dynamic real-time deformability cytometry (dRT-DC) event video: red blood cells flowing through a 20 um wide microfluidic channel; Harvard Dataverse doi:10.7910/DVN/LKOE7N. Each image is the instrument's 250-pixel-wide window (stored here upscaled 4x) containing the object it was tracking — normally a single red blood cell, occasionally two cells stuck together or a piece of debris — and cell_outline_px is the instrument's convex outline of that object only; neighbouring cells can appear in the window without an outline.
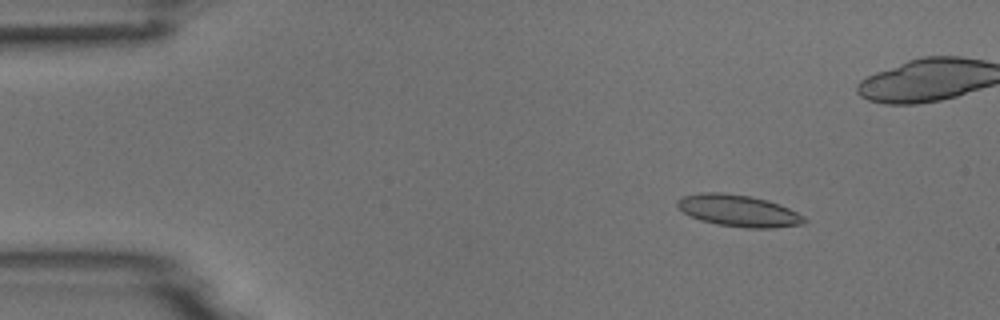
{"species": "common noctule bat (a hibernating species)", "species_latin": "Nyctalus noctula", "temperature_condition": "room temperature", "stored_images_in_passage": 5, "camera_frame_rate_fps": 3000, "um_per_image_px": 0.085, "animal": {"sex": "male", "body_mass_g": 18.8}, "frame": {"image": 1, "passage_image": 2, "time_ms": 1.0, "image_size_px": [1000, 320], "cell_outline_px": [[808, 220], [804, 224], [772, 228], [748, 228], [716, 224], [700, 220], [688, 216], [676, 204], [676, 200], [684, 196], [700, 192], [720, 192], [748, 196], [768, 200], [780, 204], [804, 216]], "centroid_in_image_um": [62.77, 17.91], "position_along_channel_um": 22.2, "area_um2": 23.52}}